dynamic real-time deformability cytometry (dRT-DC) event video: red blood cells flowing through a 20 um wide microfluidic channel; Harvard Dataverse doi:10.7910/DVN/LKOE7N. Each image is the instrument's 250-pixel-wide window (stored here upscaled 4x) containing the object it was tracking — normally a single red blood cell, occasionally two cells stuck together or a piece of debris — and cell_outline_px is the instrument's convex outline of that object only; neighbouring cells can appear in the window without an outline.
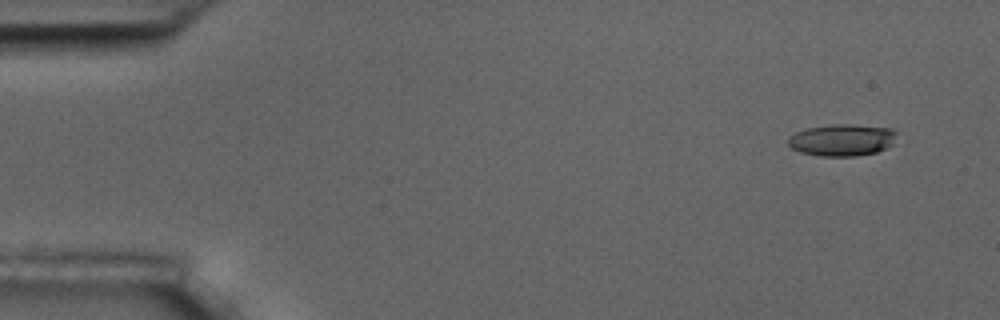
{"species": "common noctule bat (a hibernating species)", "species_latin": "Nyctalus noctula", "temperature_condition": "room temperature", "stored_images_in_passage": 5, "camera_frame_rate_fps": 3000, "um_per_image_px": 0.085, "animal": {"sex": "male", "body_mass_g": 17.5, "forearm_length_mm": 52.3}, "frame": {"image": 1, "passage_image": 1, "time_ms": 0.0, "image_size_px": [1000, 320], "cell_outline_px": [[896, 132], [892, 144], [876, 152], [856, 156], [820, 156], [800, 152], [792, 148], [788, 144], [788, 136], [804, 128], [832, 124], [852, 124], [892, 128]], "centroid_in_image_um": [71.53, 11.89], "position_along_channel_um": 13.5, "area_um2": 20.23}}